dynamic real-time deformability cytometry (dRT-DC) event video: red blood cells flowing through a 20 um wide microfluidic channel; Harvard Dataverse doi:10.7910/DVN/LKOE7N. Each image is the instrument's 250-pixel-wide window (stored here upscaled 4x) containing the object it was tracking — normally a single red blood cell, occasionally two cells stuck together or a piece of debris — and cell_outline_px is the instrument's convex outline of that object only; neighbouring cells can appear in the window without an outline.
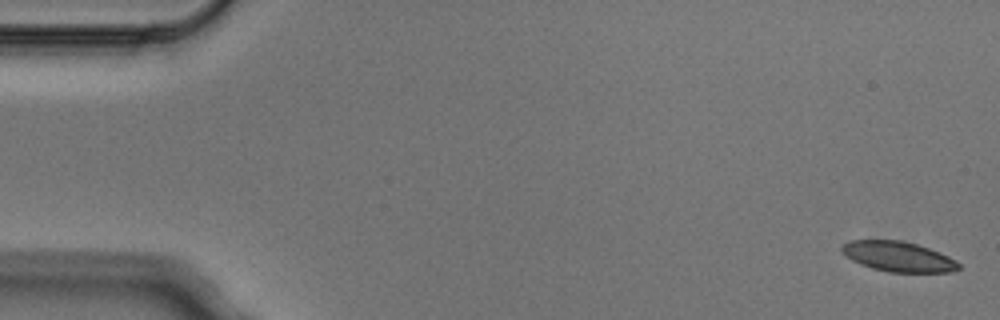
{"species": "Egyptian fruit bat (a non-hibernating species)", "species_latin": "Rousettus aegyptiacus", "temperature_condition": "cold", "stored_images_in_passage": 8, "camera_frame_rate_fps": 3000, "um_per_image_px": 0.085, "animal": {"sex": "male"}, "frame": {"image": 1, "passage_image": 1, "time_ms": 0.0, "image_size_px": [1000, 320], "cell_outline_px": [[960, 268], [952, 272], [888, 272], [872, 268], [860, 264], [852, 260], [840, 248], [848, 240], [900, 240], [916, 244], [928, 248], [948, 256], [956, 260], [960, 264]], "centroid_in_image_um": [76.36, 21.81], "position_along_channel_um": 8.6, "area_um2": 20.35}}
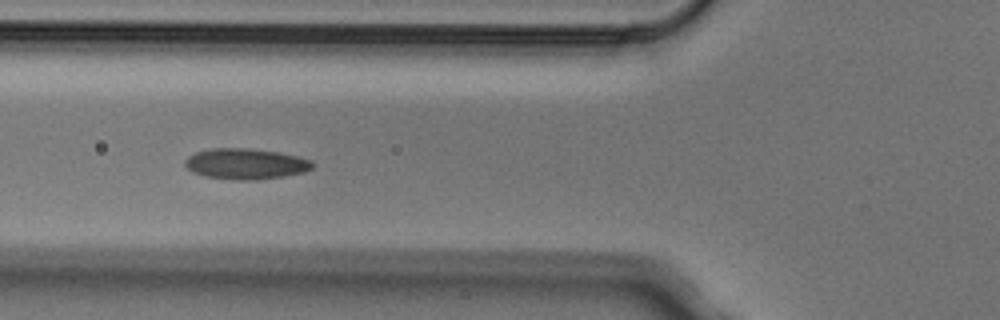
{"frame": {"image": 2, "passage_image": 6, "time_ms": 1.667, "image_size_px": [1000, 320], "cell_outline_px": [[316, 164], [312, 168], [304, 172], [284, 176], [252, 180], [232, 180], [204, 176], [192, 172], [184, 164], [184, 160], [188, 156], [196, 152], [212, 148], [248, 148], [280, 152], [312, 160]], "centroid_in_image_um": [20.88, 13.92], "position_along_channel_um": 104.9, "area_um2": 23.0}}
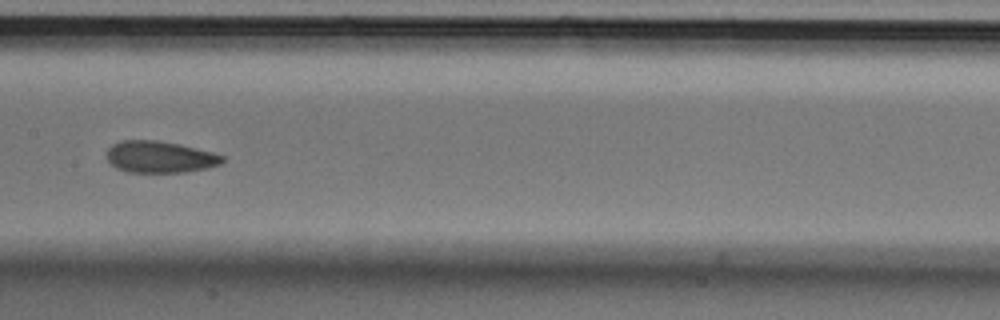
{"frame": {"image": 3, "passage_image": 8, "time_ms": 2.333, "image_size_px": [1000, 320], "cell_outline_px": [[224, 160], [220, 164], [208, 168], [184, 172], [128, 172], [116, 168], [108, 160], [108, 148], [112, 144], [120, 140], [156, 140], [180, 144], [212, 152], [224, 156]], "centroid_in_image_um": [13.59, 13.33], "position_along_channel_um": 193.8, "area_um2": 21.33}}